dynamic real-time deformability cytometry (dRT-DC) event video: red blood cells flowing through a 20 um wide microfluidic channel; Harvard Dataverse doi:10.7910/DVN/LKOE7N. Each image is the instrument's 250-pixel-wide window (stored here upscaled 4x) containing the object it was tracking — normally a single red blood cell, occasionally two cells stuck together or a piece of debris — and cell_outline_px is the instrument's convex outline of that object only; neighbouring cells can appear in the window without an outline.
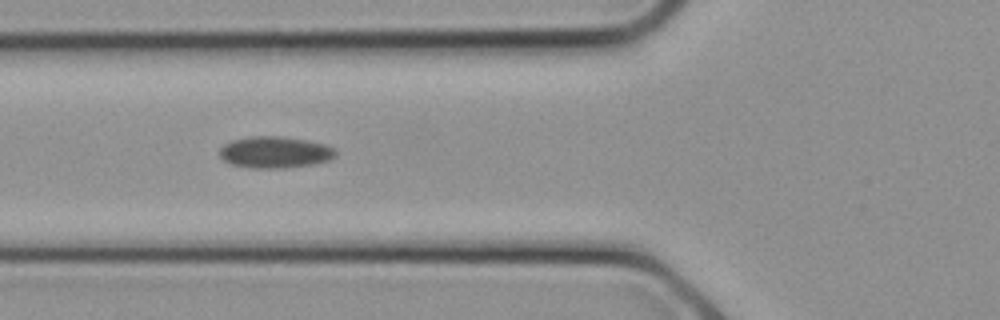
{"species": "common noctule bat (a hibernating species)", "species_latin": "Nyctalus noctula", "temperature_condition": "cold", "stored_images_in_passage": 11, "camera_frame_rate_fps": 3000, "um_per_image_px": 0.085, "animal": {"sex": "female", "body_mass_g": 21.9}, "frame": {"image": 1, "passage_image": 8, "time_ms": 2.333, "image_size_px": [1000, 320], "cell_outline_px": [[336, 156], [328, 160], [316, 164], [284, 168], [248, 168], [232, 164], [224, 160], [220, 156], [220, 148], [224, 144], [232, 140], [248, 136], [280, 136], [308, 140], [324, 144], [336, 148]], "centroid_in_image_um": [23.39, 12.94], "position_along_channel_um": 102.4, "area_um2": 21.56}}
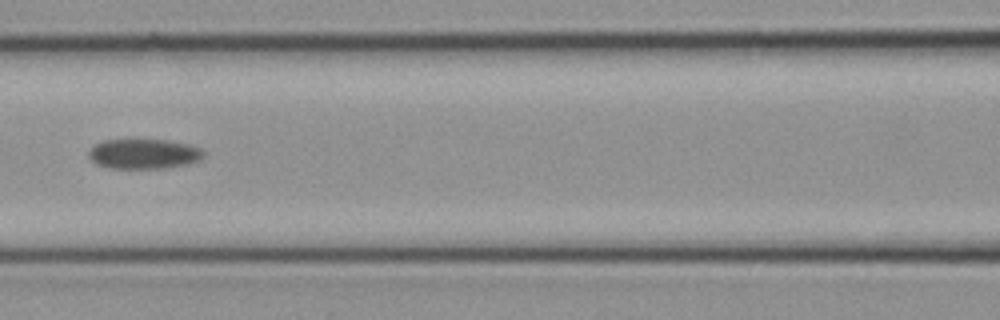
{"frame": {"image": 2, "passage_image": 10, "time_ms": 3.0, "image_size_px": [1000, 320], "cell_outline_px": [[204, 156], [200, 160], [188, 164], [164, 168], [108, 168], [96, 164], [88, 156], [88, 152], [96, 144], [104, 140], [168, 140], [192, 144], [200, 148], [204, 152]], "centroid_in_image_um": [12.26, 13.08], "position_along_channel_um": 154.3, "area_um2": 20.11}}